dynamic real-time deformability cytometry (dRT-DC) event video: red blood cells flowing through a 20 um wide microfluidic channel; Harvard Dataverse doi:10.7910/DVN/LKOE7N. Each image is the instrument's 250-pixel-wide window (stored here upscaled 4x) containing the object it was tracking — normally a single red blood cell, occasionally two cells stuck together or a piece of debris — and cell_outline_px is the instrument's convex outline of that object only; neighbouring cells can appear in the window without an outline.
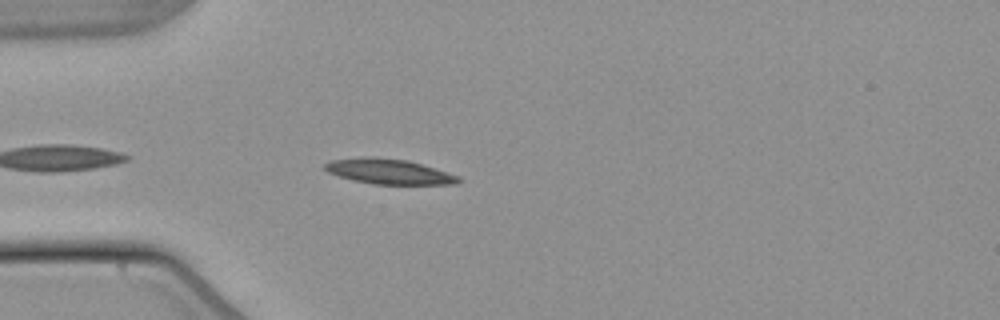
{"species": "common noctule bat (a hibernating species)", "species_latin": "Nyctalus noctula", "temperature_condition": "warm", "stored_images_in_passage": 18, "camera_frame_rate_fps": 3000, "um_per_image_px": 0.085, "animal": {"sex": "male", "body_mass_g": 21.5, "forearm_length_mm": 52.0}, "frame": {"image": 1, "passage_image": 3, "time_ms": 0.667, "image_size_px": [1000, 320], "cell_outline_px": [[460, 180], [456, 184], [372, 184], [352, 180], [328, 172], [324, 168], [324, 164], [332, 160], [364, 156], [368, 156], [408, 160], [460, 176]], "centroid_in_image_um": [33.04, 14.57], "position_along_channel_um": 52.0, "area_um2": 19.48}}
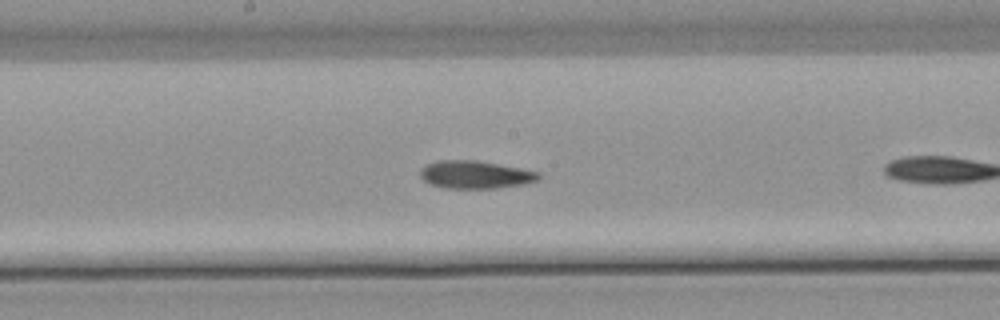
{"frame": {"image": 2, "passage_image": 13, "time_ms": 4.0, "image_size_px": [1000, 320], "cell_outline_px": [[540, 176], [536, 180], [524, 184], [496, 188], [444, 188], [428, 184], [420, 176], [420, 168], [428, 164], [440, 160], [472, 160], [520, 168], [540, 172]], "centroid_in_image_um": [40.36, 14.85], "position_along_channel_um": 207.8, "area_um2": 19.02}}
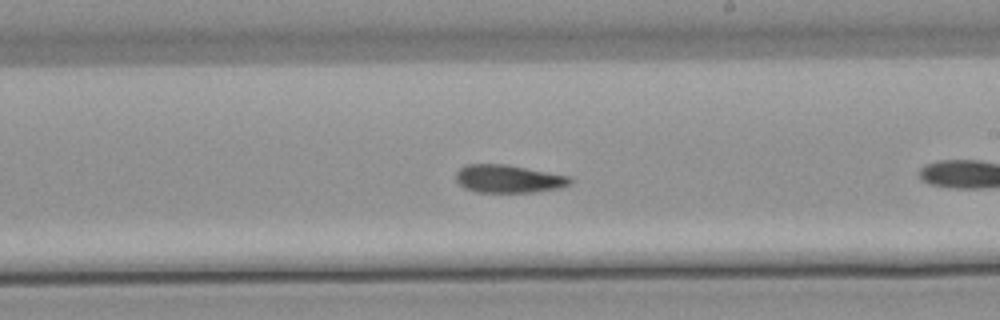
{"frame": {"image": 3, "passage_image": 16, "time_ms": 5.0, "image_size_px": [1000, 320], "cell_outline_px": [[572, 180], [568, 184], [560, 188], [536, 192], [476, 192], [464, 188], [456, 180], [456, 172], [464, 164], [508, 164], [568, 176]], "centroid_in_image_um": [43.18, 15.19], "position_along_channel_um": 245.8, "area_um2": 18.61}}